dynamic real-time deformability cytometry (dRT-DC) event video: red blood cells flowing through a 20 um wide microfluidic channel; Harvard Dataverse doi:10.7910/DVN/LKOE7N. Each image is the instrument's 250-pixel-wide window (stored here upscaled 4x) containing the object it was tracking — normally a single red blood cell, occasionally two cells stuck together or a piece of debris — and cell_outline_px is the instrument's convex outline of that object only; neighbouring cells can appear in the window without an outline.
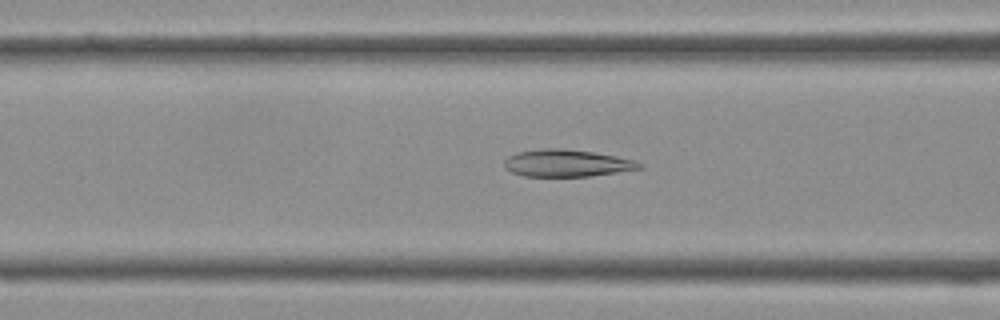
{"species": "Egyptian fruit bat (a non-hibernating species)", "species_latin": "Rousettus aegyptiacus", "temperature_condition": "cold", "stored_images_in_passage": 24, "camera_frame_rate_fps": 3000, "um_per_image_px": 0.085, "frame": {"image": 1, "passage_image": 4, "time_ms": 1.0, "image_size_px": [1000, 320], "cell_outline_px": [[644, 168], [592, 176], [524, 176], [512, 172], [504, 168], [504, 160], [508, 156], [516, 152], [544, 148], [564, 148], [592, 152], [616, 156], [636, 160], [644, 164]], "centroid_in_image_um": [48.2, 13.86], "position_along_channel_um": 118.4, "area_um2": 21.56}}
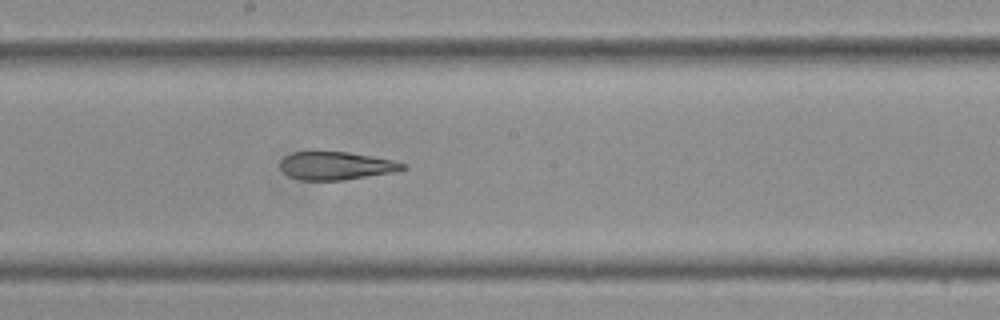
{"frame": {"image": 2, "passage_image": 10, "time_ms": 3.0, "image_size_px": [1000, 320], "cell_outline_px": [[408, 168], [400, 172], [344, 180], [300, 180], [288, 176], [280, 168], [280, 160], [284, 156], [292, 152], [348, 152], [372, 156], [392, 160], [408, 164]], "centroid_in_image_um": [28.63, 14.1], "position_along_channel_um": 219.6, "area_um2": 20.4}}
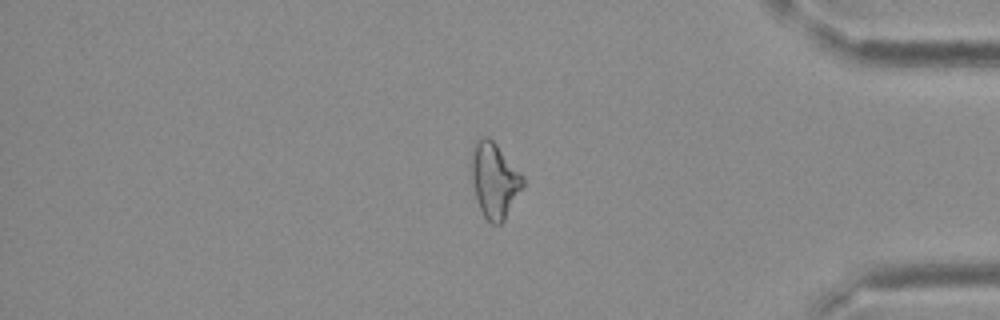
{"frame": {"image": 3, "passage_image": 22, "time_ms": 7.0, "image_size_px": [1000, 320], "cell_outline_px": [[524, 184], [504, 220], [500, 224], [492, 224], [484, 216], [480, 208], [476, 196], [472, 180], [472, 148], [476, 140], [480, 136], [488, 136], [496, 144], [524, 176]], "centroid_in_image_um": [42.03, 15.29], "position_along_channel_um": 393.2, "area_um2": 22.2}}